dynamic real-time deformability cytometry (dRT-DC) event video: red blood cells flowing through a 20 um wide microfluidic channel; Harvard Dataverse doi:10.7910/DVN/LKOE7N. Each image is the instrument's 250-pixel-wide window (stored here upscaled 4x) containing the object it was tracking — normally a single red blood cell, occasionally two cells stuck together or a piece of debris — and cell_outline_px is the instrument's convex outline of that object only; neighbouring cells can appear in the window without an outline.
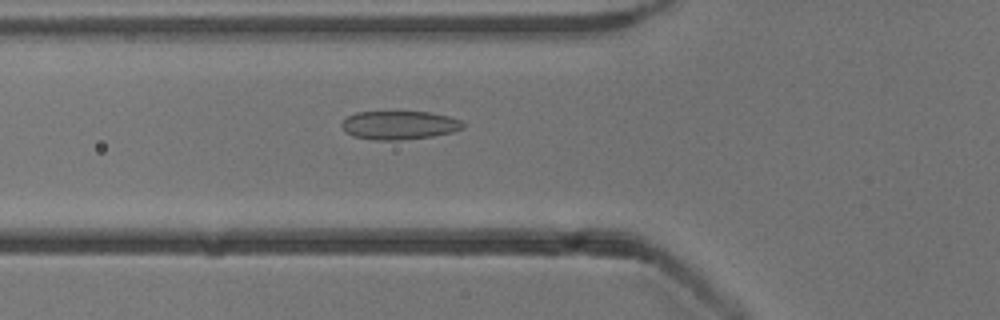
{"species": "common noctule bat (a hibernating species)", "species_latin": "Nyctalus noctula", "temperature_condition": "cold", "stored_images_in_passage": 54, "camera_frame_rate_fps": 3000, "um_per_image_px": 0.085, "animal": {"sex": "male", "body_mass_g": 13.3}, "frame": {"image": 1, "passage_image": 19, "time_ms": 6.0, "image_size_px": [1000, 320], "cell_outline_px": [[464, 128], [452, 132], [432, 136], [400, 140], [376, 140], [352, 136], [344, 132], [340, 124], [340, 120], [356, 112], [432, 112], [448, 116], [460, 120], [464, 124]], "centroid_in_image_um": [33.89, 10.64], "position_along_channel_um": 91.9, "area_um2": 20.35}}
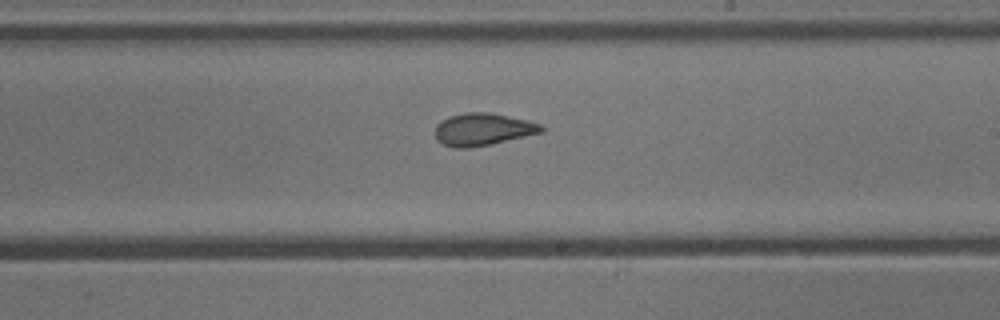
{"frame": {"image": 2, "passage_image": 31, "time_ms": 10.0, "image_size_px": [1000, 320], "cell_outline_px": [[544, 132], [492, 144], [468, 148], [456, 148], [444, 144], [436, 140], [436, 124], [440, 120], [448, 116], [464, 112], [488, 112], [528, 120], [540, 124], [544, 128]], "centroid_in_image_um": [41.03, 10.99], "position_along_channel_um": 248.0, "area_um2": 20.17}}
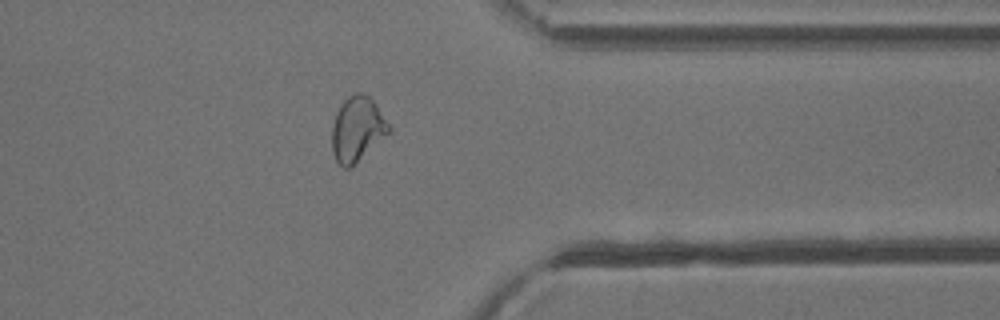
{"frame": {"image": 3, "passage_image": 42, "time_ms": 13.667, "image_size_px": [1000, 320], "cell_outline_px": [[392, 128], [352, 168], [344, 168], [336, 160], [332, 152], [332, 124], [336, 112], [340, 104], [348, 96], [356, 92], [364, 92], [376, 104]], "centroid_in_image_um": [30.34, 10.96], "position_along_channel_um": 381.1, "area_um2": 21.5}, "authors_computed_cell_mechanics": {"area_um2": 21.6172, "velocity_mm_per_s": 3.8785, "shape_relaxation_time_tau1_ms": null, "shape_relaxation_time_tau2_ms": 1.253, "deformation_change_tau1": null, "deformation_change_tau2": 0.0759}}